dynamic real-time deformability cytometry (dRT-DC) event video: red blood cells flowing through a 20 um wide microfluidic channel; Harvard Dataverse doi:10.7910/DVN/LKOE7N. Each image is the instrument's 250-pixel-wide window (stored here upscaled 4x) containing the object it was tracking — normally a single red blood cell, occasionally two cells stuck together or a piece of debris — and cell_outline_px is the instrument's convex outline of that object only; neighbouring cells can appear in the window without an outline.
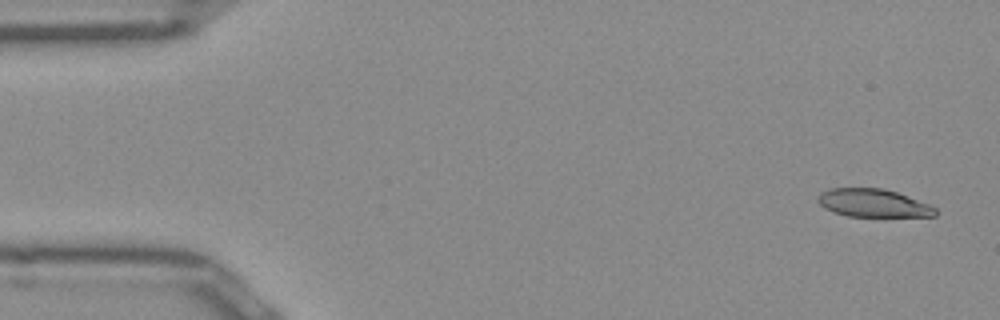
{"species": "Egyptian fruit bat (a non-hibernating species)", "species_latin": "Rousettus aegyptiacus", "temperature_condition": "room temperature", "stored_images_in_passage": 50, "camera_frame_rate_fps": 3000, "um_per_image_px": 0.085, "frame": {"image": 1, "passage_image": 2, "time_ms": 0.333, "image_size_px": [1000, 320], "cell_outline_px": [[936, 216], [848, 216], [832, 212], [824, 208], [816, 200], [820, 192], [828, 188], [884, 188], [896, 192], [928, 204], [936, 208]], "centroid_in_image_um": [74.16, 17.25], "position_along_channel_um": 10.8, "area_um2": 19.13}}
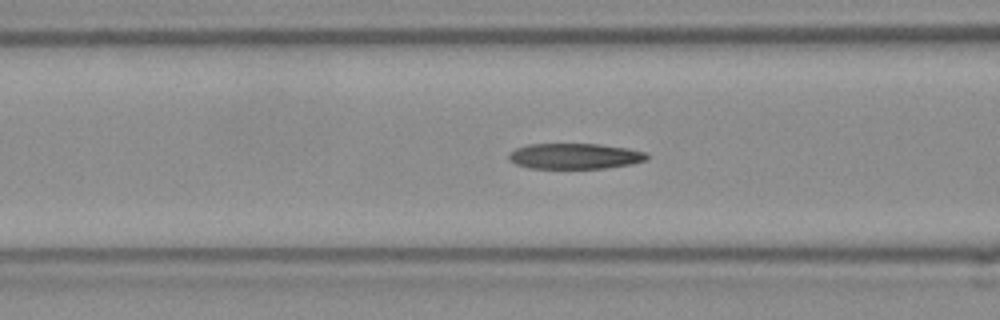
{"frame": {"image": 2, "passage_image": 19, "time_ms": 6.0, "image_size_px": [1000, 320], "cell_outline_px": [[648, 156], [644, 160], [632, 164], [604, 168], [528, 168], [516, 164], [508, 160], [508, 152], [516, 148], [528, 144], [596, 144], [628, 148], [644, 152]], "centroid_in_image_um": [48.79, 13.27], "position_along_channel_um": 117.8, "area_um2": 20.58}}
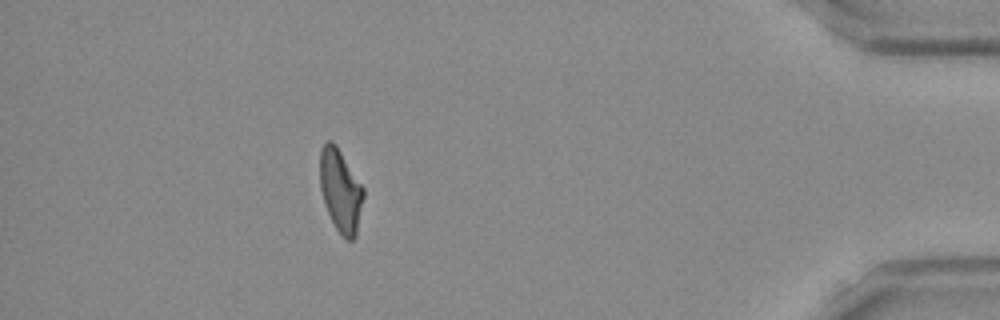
{"frame": {"image": 3, "passage_image": 45, "time_ms": 14.667, "image_size_px": [1000, 320], "cell_outline_px": [[364, 196], [356, 236], [352, 240], [348, 240], [336, 228], [324, 204], [320, 188], [320, 148], [328, 140], [332, 140], [336, 144], [364, 188]], "centroid_in_image_um": [28.94, 16.17], "position_along_channel_um": 406.3, "area_um2": 20.92}, "authors_computed_cell_mechanics": {"area_um2": 21.0392, "velocity_mm_per_s": 3.9703, "shape_relaxation_time_tau1_ms": 6.1131, "shape_relaxation_time_tau2_ms": 3.0075, "deformation_change_tau1": 0.1856, "deformation_change_tau2": 0.1234}}